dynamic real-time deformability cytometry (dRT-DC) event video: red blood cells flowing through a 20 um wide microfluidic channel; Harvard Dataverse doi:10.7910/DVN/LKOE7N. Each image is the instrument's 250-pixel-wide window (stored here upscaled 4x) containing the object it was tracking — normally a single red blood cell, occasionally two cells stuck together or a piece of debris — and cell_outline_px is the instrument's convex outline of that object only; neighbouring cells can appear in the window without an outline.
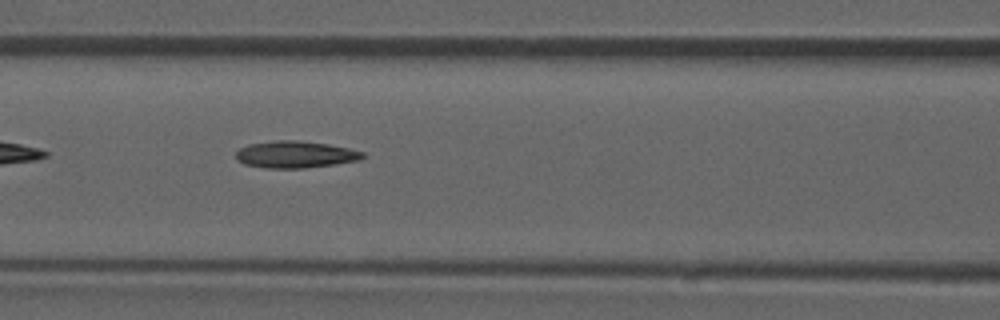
{"species": "common noctule bat (a hibernating species)", "species_latin": "Nyctalus noctula", "temperature_condition": "room temperature", "stored_images_in_passage": 35, "camera_frame_rate_fps": 3000, "um_per_image_px": 0.085, "animal": {"sex": "male", "forearm_length_mm": 52.5}, "frame": {"image": 1, "passage_image": 6, "time_ms": 1.667, "image_size_px": [1000, 320], "cell_outline_px": [[364, 156], [360, 160], [336, 164], [304, 168], [264, 168], [244, 164], [236, 160], [236, 152], [240, 148], [248, 144], [276, 140], [296, 140], [328, 144], [348, 148], [364, 152]], "centroid_in_image_um": [25.08, 13.13], "position_along_channel_um": 141.5, "area_um2": 19.94}}